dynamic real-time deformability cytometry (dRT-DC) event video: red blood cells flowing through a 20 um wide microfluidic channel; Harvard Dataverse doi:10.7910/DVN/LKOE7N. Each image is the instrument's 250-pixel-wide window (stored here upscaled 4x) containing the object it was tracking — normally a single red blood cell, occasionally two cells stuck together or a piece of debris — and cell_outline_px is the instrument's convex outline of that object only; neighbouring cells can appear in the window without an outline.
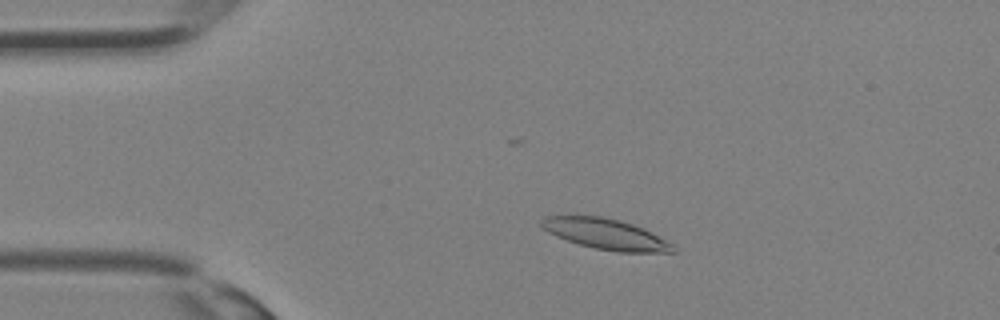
{"species": "Egyptian fruit bat (a non-hibernating species)", "species_latin": "Rousettus aegyptiacus", "temperature_condition": "room temperature", "stored_images_in_passage": 32, "camera_frame_rate_fps": 3000, "um_per_image_px": 0.085, "animal": {"sex": "female"}, "frame": {"image": 1, "passage_image": 5, "time_ms": 1.333, "image_size_px": [1000, 320], "cell_outline_px": [[676, 252], [616, 252], [596, 248], [580, 244], [556, 236], [540, 228], [540, 220], [544, 216], [604, 216], [620, 220], [644, 228], [672, 244], [676, 248]], "centroid_in_image_um": [51.47, 19.89], "position_along_channel_um": 33.5, "area_um2": 23.41}}
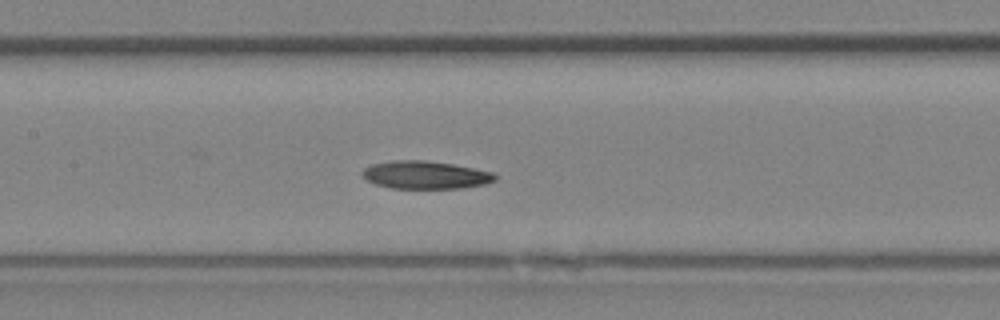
{"frame": {"image": 2, "passage_image": 14, "time_ms": 4.333, "image_size_px": [1000, 320], "cell_outline_px": [[500, 176], [496, 180], [484, 184], [464, 188], [392, 188], [376, 184], [368, 180], [360, 172], [364, 168], [372, 164], [392, 160], [424, 160], [452, 164], [492, 172]], "centroid_in_image_um": [36.18, 14.87], "position_along_channel_um": 171.2, "area_um2": 21.5}}
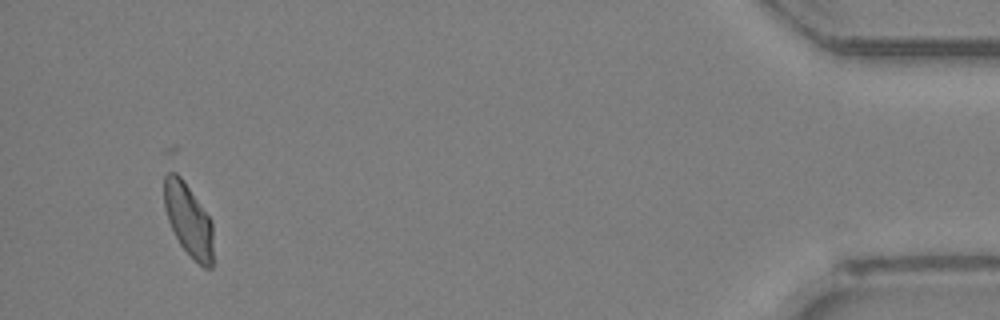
{"frame": {"image": 3, "passage_image": 30, "time_ms": 9.667, "image_size_px": [1000, 320], "cell_outline_px": [[212, 268], [204, 268], [180, 244], [168, 220], [164, 208], [164, 176], [168, 172], [176, 172], [180, 176], [212, 220]], "centroid_in_image_um": [16.01, 18.66], "position_along_channel_um": 419.2, "area_um2": 20.4}}